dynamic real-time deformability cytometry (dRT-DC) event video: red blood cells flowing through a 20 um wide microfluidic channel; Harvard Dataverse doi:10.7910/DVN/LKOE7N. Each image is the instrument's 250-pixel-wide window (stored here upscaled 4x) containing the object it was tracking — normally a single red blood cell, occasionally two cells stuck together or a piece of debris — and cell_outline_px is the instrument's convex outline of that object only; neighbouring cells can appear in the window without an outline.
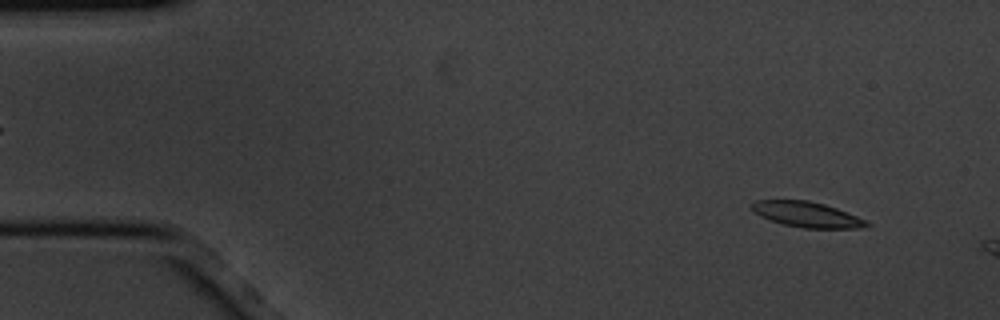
{"species": "common noctule bat (a hibernating species)", "species_latin": "Nyctalus noctula", "temperature_condition": "cold", "stored_images_in_passage": 5, "camera_frame_rate_fps": 3000, "um_per_image_px": 0.085, "animal": {"sex": "male", "body_mass_g": 20.1, "forearm_length_mm": 53.5}, "frame": {"image": 1, "passage_image": 1, "time_ms": 0.0, "image_size_px": [1000, 320], "cell_outline_px": [[872, 224], [860, 228], [804, 228], [784, 224], [760, 216], [752, 208], [752, 204], [756, 200], [808, 200], [824, 204], [836, 208], [868, 220]], "centroid_in_image_um": [68.64, 18.23], "position_along_channel_um": 16.4, "area_um2": 16.82}}